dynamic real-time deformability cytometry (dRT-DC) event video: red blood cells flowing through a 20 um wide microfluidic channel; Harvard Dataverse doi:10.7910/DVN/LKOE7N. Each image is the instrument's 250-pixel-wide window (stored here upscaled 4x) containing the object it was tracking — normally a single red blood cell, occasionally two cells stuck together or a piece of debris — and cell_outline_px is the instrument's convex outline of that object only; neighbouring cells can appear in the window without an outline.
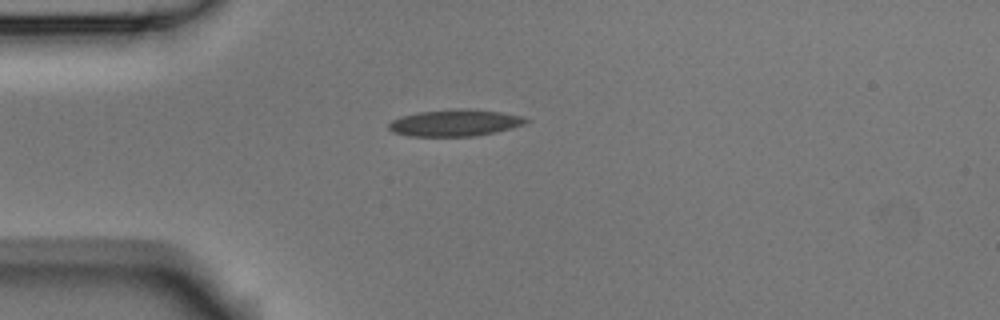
{"species": "Egyptian fruit bat (a non-hibernating species)", "species_latin": "Rousettus aegyptiacus", "temperature_condition": "room temperature", "stored_images_in_passage": 4, "camera_frame_rate_fps": 3000, "um_per_image_px": 0.085, "animal": {"sex": "male"}, "frame": {"image": 1, "passage_image": 1, "time_ms": 0.0, "image_size_px": [1000, 320], "cell_outline_px": [[528, 120], [524, 124], [512, 128], [496, 132], [476, 136], [408, 136], [392, 132], [388, 128], [388, 124], [392, 120], [400, 116], [420, 112], [456, 108], [472, 108], [500, 112], [524, 116]], "centroid_in_image_um": [38.67, 10.43], "position_along_channel_um": 46.3, "area_um2": 21.56}}
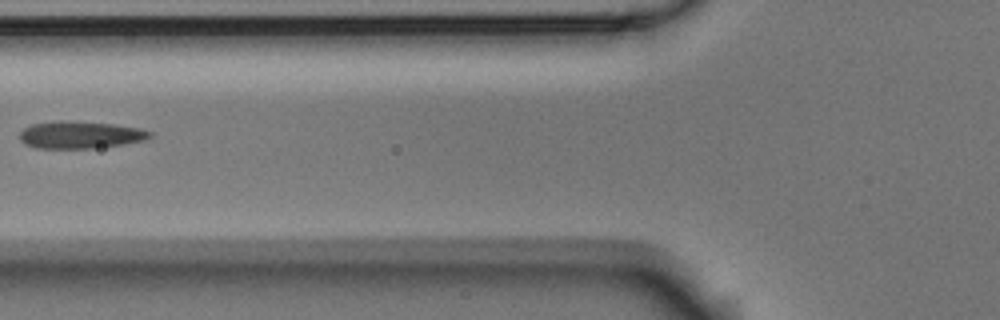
{"frame": {"image": 2, "passage_image": 3, "time_ms": 0.667, "image_size_px": [1000, 320], "cell_outline_px": [[152, 136], [144, 140], [124, 144], [96, 148], [36, 148], [24, 144], [20, 140], [20, 132], [24, 128], [32, 124], [60, 120], [64, 120], [112, 124], [140, 128], [152, 132]], "centroid_in_image_um": [6.81, 11.46], "position_along_channel_um": 119.0, "area_um2": 20.69}}
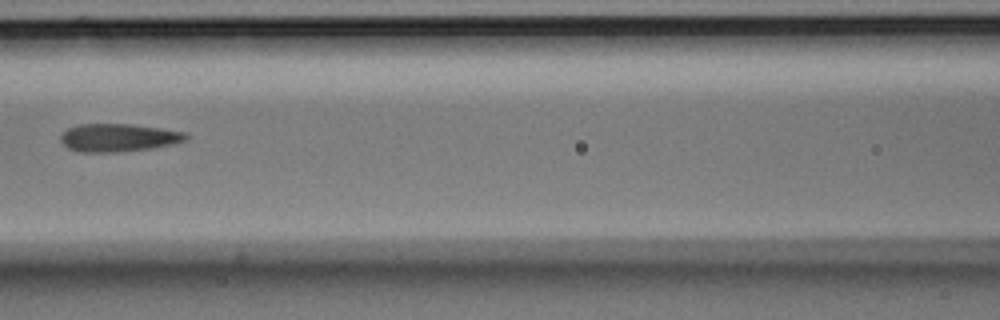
{"frame": {"image": 3, "passage_image": 4, "time_ms": 1.0, "image_size_px": [1000, 320], "cell_outline_px": [[188, 140], [172, 144], [152, 148], [116, 152], [80, 152], [68, 148], [60, 140], [60, 132], [68, 128], [80, 124], [128, 124], [160, 128], [184, 132], [188, 136]], "centroid_in_image_um": [10.03, 11.7], "position_along_channel_um": 156.6, "area_um2": 20.4}}